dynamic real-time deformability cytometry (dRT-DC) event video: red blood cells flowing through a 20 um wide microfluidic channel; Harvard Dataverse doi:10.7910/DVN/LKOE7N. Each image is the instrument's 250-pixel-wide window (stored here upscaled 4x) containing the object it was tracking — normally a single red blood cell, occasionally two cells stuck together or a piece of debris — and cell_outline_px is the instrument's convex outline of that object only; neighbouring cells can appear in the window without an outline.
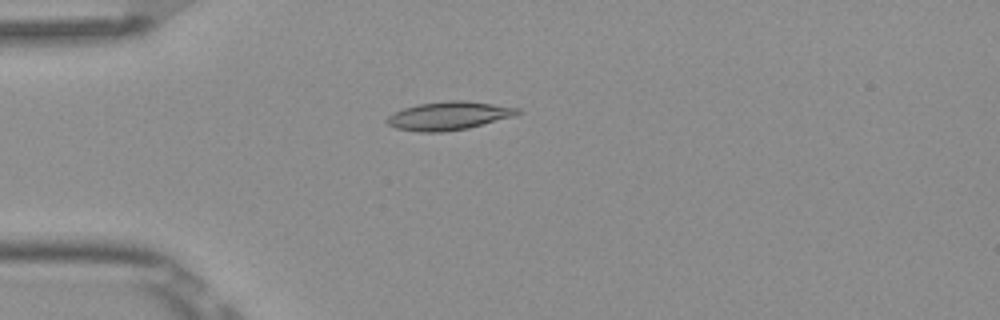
{"species": "Egyptian fruit bat (a non-hibernating species)", "species_latin": "Rousettus aegyptiacus", "temperature_condition": "room temperature", "stored_images_in_passage": 1, "camera_frame_rate_fps": 3000, "um_per_image_px": 0.085, "frame": {"image": 1, "passage_image": 1, "time_ms": 0.0, "image_size_px": [1000, 320], "cell_outline_px": [[524, 112], [516, 116], [468, 128], [440, 132], [420, 132], [396, 128], [388, 124], [384, 120], [388, 116], [404, 108], [420, 104], [448, 100], [464, 100], [520, 108]], "centroid_in_image_um": [38.2, 9.84], "position_along_channel_um": 46.8, "area_um2": 21.56}}